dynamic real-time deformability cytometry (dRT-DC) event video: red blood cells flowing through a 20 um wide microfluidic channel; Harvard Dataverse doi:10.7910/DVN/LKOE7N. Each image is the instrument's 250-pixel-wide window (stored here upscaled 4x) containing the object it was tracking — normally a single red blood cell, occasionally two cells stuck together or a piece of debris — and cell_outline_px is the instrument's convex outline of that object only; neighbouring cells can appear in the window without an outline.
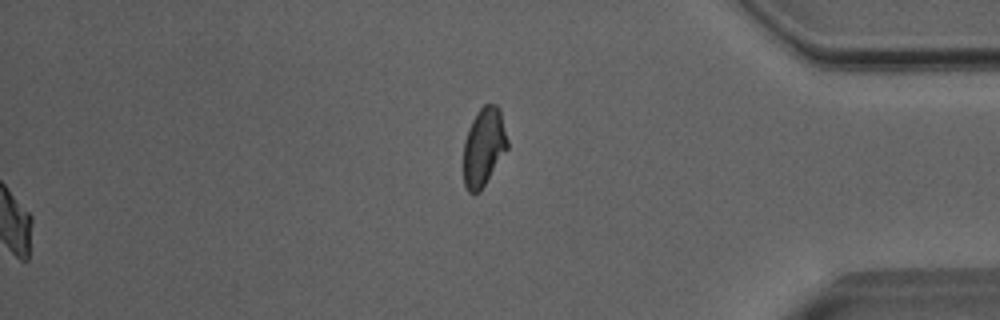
{"species": "Egyptian fruit bat (a non-hibernating species)", "species_latin": "Rousettus aegyptiacus", "temperature_condition": "room temperature", "stored_images_in_passage": 51, "segment_of_instrument_passage": [2, 2], "camera_frame_rate_fps": 3000, "um_per_image_px": 0.085, "animal": {"sex": "male"}, "frame": {"image": 1, "passage_image": 51, "time_ms": 16.667, "image_size_px": [1000, 320], "cell_outline_px": [[508, 148], [480, 192], [468, 192], [464, 184], [464, 140], [468, 128], [472, 120], [480, 108], [484, 104], [496, 104], [500, 108], [508, 140]], "centroid_in_image_um": [41.13, 12.47], "position_along_channel_um": 394.1, "area_um2": 20.11}}